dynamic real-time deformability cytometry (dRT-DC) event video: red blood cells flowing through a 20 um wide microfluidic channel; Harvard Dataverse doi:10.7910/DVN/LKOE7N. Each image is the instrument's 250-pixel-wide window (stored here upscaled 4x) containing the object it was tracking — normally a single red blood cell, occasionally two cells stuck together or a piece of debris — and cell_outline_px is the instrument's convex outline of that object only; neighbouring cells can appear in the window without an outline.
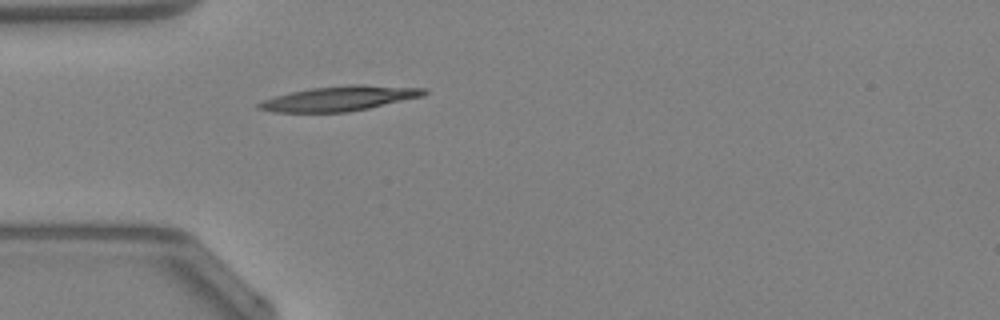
{"species": "Egyptian fruit bat (a non-hibernating species)", "species_latin": "Rousettus aegyptiacus", "temperature_condition": "warm", "stored_images_in_passage": 29, "camera_frame_rate_fps": 3000, "um_per_image_px": 0.085, "animal": {"sex": "female"}, "frame": {"image": 1, "passage_image": 1, "time_ms": 0.0, "image_size_px": [1000, 320], "cell_outline_px": [[428, 92], [424, 96], [368, 108], [348, 112], [276, 112], [256, 108], [256, 104], [264, 100], [276, 96], [292, 92], [312, 88], [352, 84], [364, 84], [428, 88]], "centroid_in_image_um": [28.92, 8.36], "position_along_channel_um": 56.1, "area_um2": 23.87}}
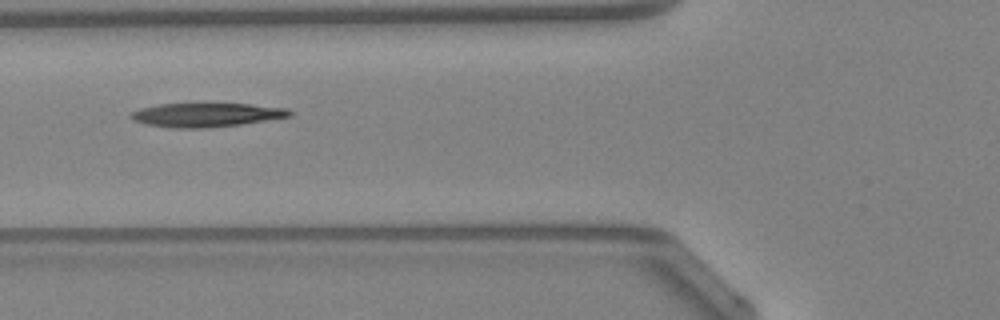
{"frame": {"image": 2, "passage_image": 5, "time_ms": 1.333, "image_size_px": [1000, 320], "cell_outline_px": [[292, 116], [240, 124], [204, 128], [176, 128], [144, 124], [132, 120], [128, 116], [132, 112], [140, 108], [160, 104], [252, 104], [288, 108], [292, 112]], "centroid_in_image_um": [17.52, 9.76], "position_along_channel_um": 108.3, "area_um2": 22.02}, "authors_computed_cell_mechanics": {"area_um2": 22.1952, "velocity_mm_per_s": 4.288, "shape_relaxation_time_tau1_ms": 6.9225, "shape_relaxation_time_tau2_ms": null, "deformation_change_tau1": 0.2001, "deformation_change_tau2": null}}